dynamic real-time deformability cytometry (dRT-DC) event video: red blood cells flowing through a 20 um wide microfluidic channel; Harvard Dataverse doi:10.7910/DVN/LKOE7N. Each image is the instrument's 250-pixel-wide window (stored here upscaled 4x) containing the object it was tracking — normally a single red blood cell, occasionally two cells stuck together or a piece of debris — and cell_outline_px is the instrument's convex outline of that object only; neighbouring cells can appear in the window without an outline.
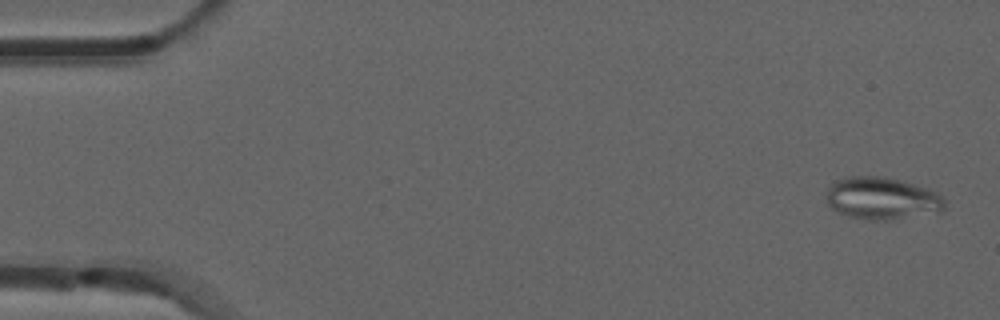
{"species": "common noctule bat (a hibernating species)", "species_latin": "Nyctalus noctula", "temperature_condition": "room temperature", "stored_images_in_passage": 45, "camera_frame_rate_fps": 3000, "um_per_image_px": 0.085, "animal": {"sex": "male", "forearm_length_mm": 52.5}, "frame": {"image": 1, "passage_image": 2, "time_ms": 0.333, "image_size_px": [1000, 320], "cell_outline_px": [[944, 208], [940, 212], [892, 220], [868, 220], [848, 216], [832, 208], [828, 204], [828, 188], [836, 180], [848, 176], [884, 176], [900, 180], [928, 188], [936, 192], [944, 200]], "centroid_in_image_um": [74.99, 16.86], "position_along_channel_um": 10.0, "area_um2": 29.13}}
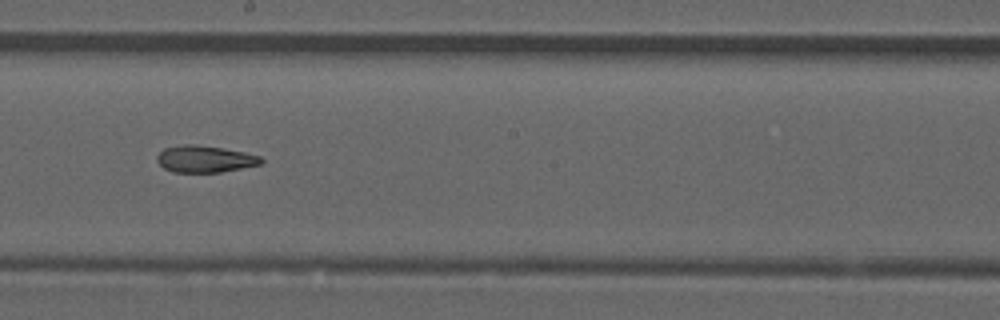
{"frame": {"image": 2, "passage_image": 29, "time_ms": 9.333, "image_size_px": [1000, 320], "cell_outline_px": [[264, 160], [260, 164], [220, 172], [172, 172], [164, 168], [156, 160], [156, 156], [164, 148], [184, 144], [196, 144], [244, 152], [260, 156]], "centroid_in_image_um": [17.38, 13.51], "position_along_channel_um": 230.8, "area_um2": 16.13}}
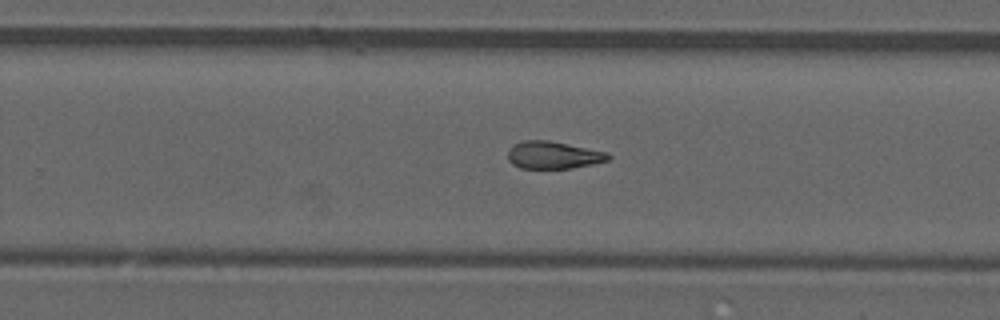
{"frame": {"image": 3, "passage_image": 33, "time_ms": 10.667, "image_size_px": [1000, 320], "cell_outline_px": [[612, 156], [608, 160], [592, 164], [572, 168], [520, 168], [512, 164], [508, 160], [508, 148], [512, 144], [524, 140], [548, 140], [608, 152]], "centroid_in_image_um": [47.0, 13.17], "position_along_channel_um": 282.8, "area_um2": 16.13}, "authors_computed_cell_mechanics": {"area_um2": 17.2244, "velocity_mm_per_s": 3.9344, "shape_relaxation_time_tau1_ms": null, "shape_relaxation_time_tau2_ms": 6.0284, "deformation_change_tau1": null, "deformation_change_tau2": 0.1545}}